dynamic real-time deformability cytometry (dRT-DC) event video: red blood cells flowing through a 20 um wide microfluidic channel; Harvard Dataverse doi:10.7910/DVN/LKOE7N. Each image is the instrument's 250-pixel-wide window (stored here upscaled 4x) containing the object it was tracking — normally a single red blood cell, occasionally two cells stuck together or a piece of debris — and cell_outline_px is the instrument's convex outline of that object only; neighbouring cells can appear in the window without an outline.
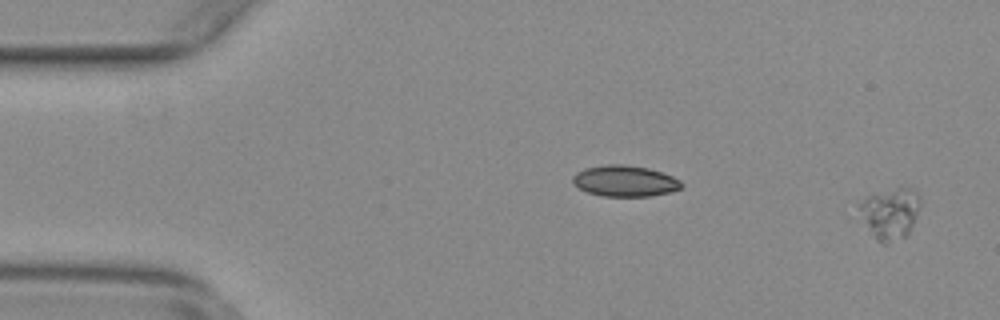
{"species": "common noctule bat (a hibernating species)", "species_latin": "Nyctalus noctula", "temperature_condition": "warm", "stored_images_in_passage": 55, "camera_frame_rate_fps": 3000, "um_per_image_px": 0.085, "animal": {"sex": "female", "body_mass_g": 29.2, "forearm_length_mm": 56.3}, "frame": {"image": 1, "passage_image": 2, "time_ms": 0.333, "image_size_px": [1000, 320], "cell_outline_px": [[920, 204], [916, 216], [908, 232], [904, 236], [888, 244], [884, 244], [876, 236], [868, 224], [856, 204], [868, 196], [900, 184], [912, 188], [920, 196]], "centroid_in_image_um": [75.72, 18.03], "position_along_channel_um": 9.3, "area_um2": 17.8}}
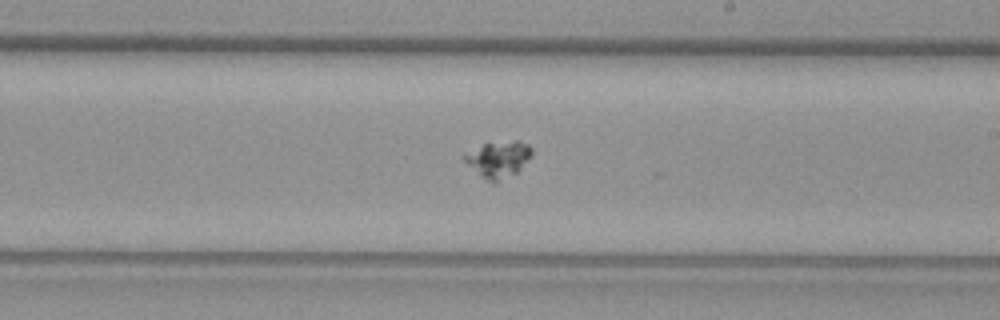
{"frame": {"image": 2, "passage_image": 32, "time_ms": 10.333, "image_size_px": [1000, 320], "cell_outline_px": [[532, 156], [516, 172], [496, 184], [492, 184], [480, 176], [464, 160], [464, 156], [484, 144], [516, 140], [528, 144], [532, 148]], "centroid_in_image_um": [42.4, 13.57], "position_along_channel_um": 246.6, "area_um2": 13.99}}
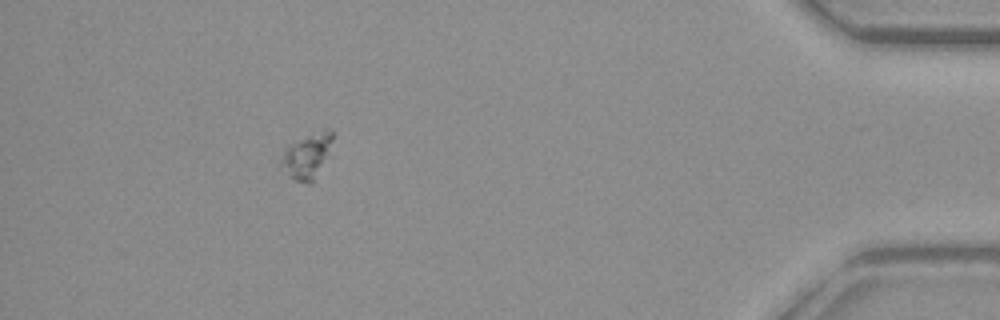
{"frame": {"image": 3, "passage_image": 50, "time_ms": 16.333, "image_size_px": [1000, 320], "cell_outline_px": [[332, 140], [312, 180], [308, 184], [296, 180], [276, 168], [284, 148], [324, 128], [332, 128]], "centroid_in_image_um": [25.96, 13.25], "position_along_channel_um": 409.2, "area_um2": 12.89}}